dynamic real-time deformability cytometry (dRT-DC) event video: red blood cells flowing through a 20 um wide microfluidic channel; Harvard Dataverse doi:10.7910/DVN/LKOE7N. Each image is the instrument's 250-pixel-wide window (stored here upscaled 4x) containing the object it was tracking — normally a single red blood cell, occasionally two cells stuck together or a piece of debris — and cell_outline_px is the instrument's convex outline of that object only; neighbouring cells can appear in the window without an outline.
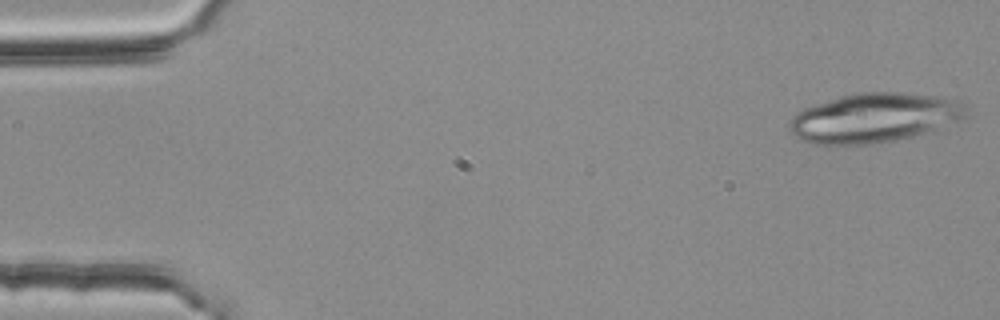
{"species": "common noctule bat (a hibernating species)", "species_latin": "Nyctalus noctula", "temperature_condition": "room temperature", "stored_images_in_passage": 16, "camera_frame_rate_fps": 3000, "um_per_image_px": 0.085, "animal": {"sex": "female", "body_mass_g": 25.1}, "frame": {"image": 1, "passage_image": 1, "time_ms": 0.0, "image_size_px": [1000, 320], "cell_outline_px": [[964, 116], [956, 120], [924, 132], [912, 136], [896, 140], [872, 144], [812, 144], [800, 140], [788, 128], [788, 120], [792, 116], [804, 108], [840, 96], [856, 92], [900, 92], [932, 96], [956, 100], [964, 104]], "centroid_in_image_um": [74.19, 10.01], "position_along_channel_um": 10.8, "area_um2": 50.11}}